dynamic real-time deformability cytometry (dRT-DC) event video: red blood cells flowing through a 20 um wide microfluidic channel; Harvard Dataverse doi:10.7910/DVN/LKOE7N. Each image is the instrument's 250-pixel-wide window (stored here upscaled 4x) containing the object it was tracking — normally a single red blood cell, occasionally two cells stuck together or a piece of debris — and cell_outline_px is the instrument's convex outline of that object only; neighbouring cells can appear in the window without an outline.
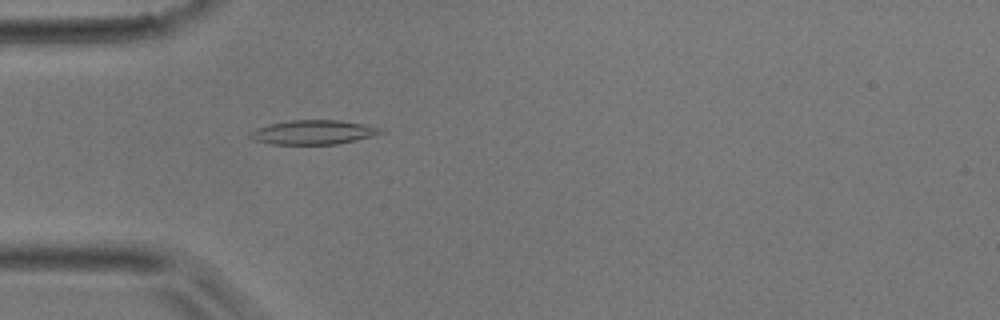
{"species": "common noctule bat (a hibernating species)", "species_latin": "Nyctalus noctula", "temperature_condition": "room temperature", "stored_images_in_passage": 35, "camera_frame_rate_fps": 3000, "um_per_image_px": 0.085, "animal": {"sex": "male", "body_mass_g": 17.9}, "frame": {"image": 1, "passage_image": 2, "time_ms": 0.333, "image_size_px": [1000, 320], "cell_outline_px": [[384, 132], [372, 136], [356, 140], [336, 144], [272, 144], [252, 140], [248, 136], [248, 132], [256, 128], [268, 124], [292, 120], [340, 120], [380, 128]], "centroid_in_image_um": [26.55, 11.24], "position_along_channel_um": 58.5, "area_um2": 18.38}}
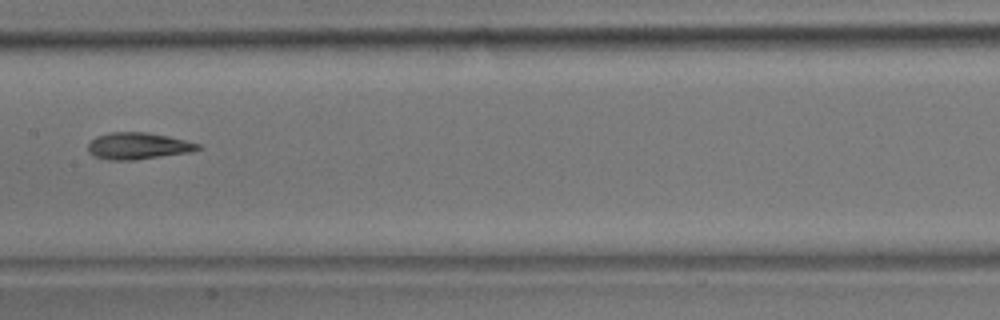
{"frame": {"image": 2, "passage_image": 12, "time_ms": 3.667, "image_size_px": [1000, 320], "cell_outline_px": [[204, 148], [192, 152], [136, 160], [108, 160], [92, 156], [88, 152], [88, 144], [96, 136], [108, 132], [148, 132], [168, 136], [200, 144]], "centroid_in_image_um": [11.74, 12.41], "position_along_channel_um": 195.7, "area_um2": 17.4}}
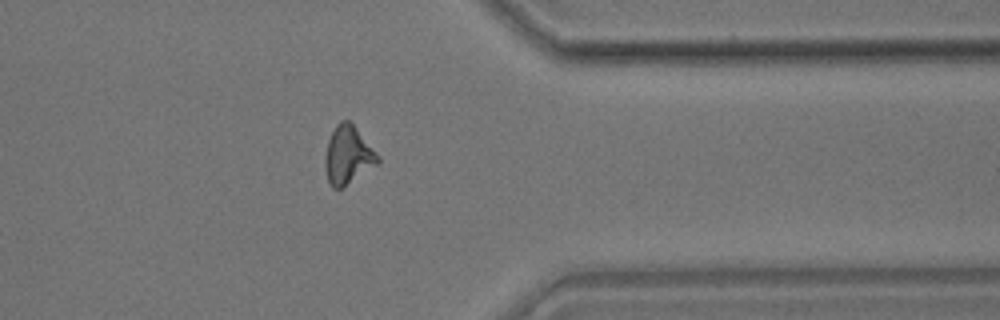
{"frame": {"image": 3, "passage_image": 26, "time_ms": 8.333, "image_size_px": [1000, 320], "cell_outline_px": [[380, 164], [340, 188], [332, 188], [328, 180], [324, 164], [324, 156], [328, 140], [336, 124], [340, 120], [348, 120], [356, 128], [380, 156]], "centroid_in_image_um": [29.58, 13.19], "position_along_channel_um": 381.8, "area_um2": 17.86}}